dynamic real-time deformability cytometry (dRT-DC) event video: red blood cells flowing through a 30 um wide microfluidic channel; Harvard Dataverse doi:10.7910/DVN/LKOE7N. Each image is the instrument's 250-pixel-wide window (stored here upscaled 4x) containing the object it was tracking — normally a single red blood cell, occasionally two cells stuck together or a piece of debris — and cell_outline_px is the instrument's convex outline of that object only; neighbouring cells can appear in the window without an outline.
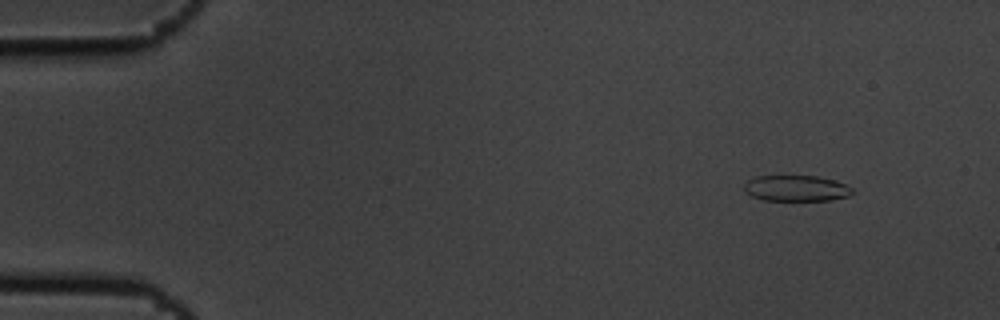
{"species": "common noctule bat (a hibernating species)", "species_latin": "Nyctalus noctula", "temperature_condition": "cold", "stored_images_in_passage": 4, "camera_frame_rate_fps": 3000, "um_per_image_px": 0.085, "animal": {"sex": "male", "body_mass_g": 19.5, "forearm_length_mm": 54.6}, "frame": {"image": 1, "passage_image": 1, "time_ms": 0.0, "image_size_px": [1000, 320], "cell_outline_px": [[852, 192], [848, 196], [832, 200], [764, 200], [752, 196], [744, 192], [744, 184], [748, 180], [756, 176], [816, 176], [836, 180], [852, 188]], "centroid_in_image_um": [67.66, 16.0], "position_along_channel_um": 17.3, "area_um2": 16.3}}